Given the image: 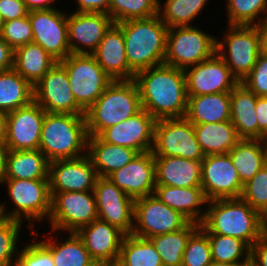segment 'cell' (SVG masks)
Masks as SVG:
<instances>
[{
    "label": "cell",
    "instance_id": "50",
    "mask_svg": "<svg viewBox=\"0 0 267 266\" xmlns=\"http://www.w3.org/2000/svg\"><path fill=\"white\" fill-rule=\"evenodd\" d=\"M256 115L259 128V139L267 137V96H258L256 102Z\"/></svg>",
    "mask_w": 267,
    "mask_h": 266
},
{
    "label": "cell",
    "instance_id": "31",
    "mask_svg": "<svg viewBox=\"0 0 267 266\" xmlns=\"http://www.w3.org/2000/svg\"><path fill=\"white\" fill-rule=\"evenodd\" d=\"M49 161L39 150H9L4 179H48Z\"/></svg>",
    "mask_w": 267,
    "mask_h": 266
},
{
    "label": "cell",
    "instance_id": "22",
    "mask_svg": "<svg viewBox=\"0 0 267 266\" xmlns=\"http://www.w3.org/2000/svg\"><path fill=\"white\" fill-rule=\"evenodd\" d=\"M107 178L134 200L154 194L156 172L153 153H139L131 162Z\"/></svg>",
    "mask_w": 267,
    "mask_h": 266
},
{
    "label": "cell",
    "instance_id": "53",
    "mask_svg": "<svg viewBox=\"0 0 267 266\" xmlns=\"http://www.w3.org/2000/svg\"><path fill=\"white\" fill-rule=\"evenodd\" d=\"M57 0H23L26 8L30 10H40V9H52L55 8L53 2Z\"/></svg>",
    "mask_w": 267,
    "mask_h": 266
},
{
    "label": "cell",
    "instance_id": "51",
    "mask_svg": "<svg viewBox=\"0 0 267 266\" xmlns=\"http://www.w3.org/2000/svg\"><path fill=\"white\" fill-rule=\"evenodd\" d=\"M77 11L75 12H99L109 15V0H75Z\"/></svg>",
    "mask_w": 267,
    "mask_h": 266
},
{
    "label": "cell",
    "instance_id": "27",
    "mask_svg": "<svg viewBox=\"0 0 267 266\" xmlns=\"http://www.w3.org/2000/svg\"><path fill=\"white\" fill-rule=\"evenodd\" d=\"M257 97L242 83L230 91V121L241 139H259Z\"/></svg>",
    "mask_w": 267,
    "mask_h": 266
},
{
    "label": "cell",
    "instance_id": "49",
    "mask_svg": "<svg viewBox=\"0 0 267 266\" xmlns=\"http://www.w3.org/2000/svg\"><path fill=\"white\" fill-rule=\"evenodd\" d=\"M250 260L255 266H267V236L262 235L251 246Z\"/></svg>",
    "mask_w": 267,
    "mask_h": 266
},
{
    "label": "cell",
    "instance_id": "28",
    "mask_svg": "<svg viewBox=\"0 0 267 266\" xmlns=\"http://www.w3.org/2000/svg\"><path fill=\"white\" fill-rule=\"evenodd\" d=\"M138 154L132 148L106 143L99 136H88L87 155L98 177H108L131 162Z\"/></svg>",
    "mask_w": 267,
    "mask_h": 266
},
{
    "label": "cell",
    "instance_id": "17",
    "mask_svg": "<svg viewBox=\"0 0 267 266\" xmlns=\"http://www.w3.org/2000/svg\"><path fill=\"white\" fill-rule=\"evenodd\" d=\"M184 73L188 96L230 92L239 83L217 53L199 64L187 67Z\"/></svg>",
    "mask_w": 267,
    "mask_h": 266
},
{
    "label": "cell",
    "instance_id": "13",
    "mask_svg": "<svg viewBox=\"0 0 267 266\" xmlns=\"http://www.w3.org/2000/svg\"><path fill=\"white\" fill-rule=\"evenodd\" d=\"M28 17L32 25L33 41L40 45L57 62L71 52L68 43L67 13L61 9L30 10Z\"/></svg>",
    "mask_w": 267,
    "mask_h": 266
},
{
    "label": "cell",
    "instance_id": "44",
    "mask_svg": "<svg viewBox=\"0 0 267 266\" xmlns=\"http://www.w3.org/2000/svg\"><path fill=\"white\" fill-rule=\"evenodd\" d=\"M240 198L259 213L267 207V163L243 184Z\"/></svg>",
    "mask_w": 267,
    "mask_h": 266
},
{
    "label": "cell",
    "instance_id": "36",
    "mask_svg": "<svg viewBox=\"0 0 267 266\" xmlns=\"http://www.w3.org/2000/svg\"><path fill=\"white\" fill-rule=\"evenodd\" d=\"M199 227L200 224L189 222L178 231L149 238L159 253L163 266H182L188 239Z\"/></svg>",
    "mask_w": 267,
    "mask_h": 266
},
{
    "label": "cell",
    "instance_id": "6",
    "mask_svg": "<svg viewBox=\"0 0 267 266\" xmlns=\"http://www.w3.org/2000/svg\"><path fill=\"white\" fill-rule=\"evenodd\" d=\"M1 185H7V194L14 204L7 211L6 202L0 203V213L4 218H10L23 223L27 220L28 229L34 230V221L48 220L51 213V195L49 179H3Z\"/></svg>",
    "mask_w": 267,
    "mask_h": 266
},
{
    "label": "cell",
    "instance_id": "7",
    "mask_svg": "<svg viewBox=\"0 0 267 266\" xmlns=\"http://www.w3.org/2000/svg\"><path fill=\"white\" fill-rule=\"evenodd\" d=\"M216 39V53L241 83L254 68L260 55L261 25H227V32Z\"/></svg>",
    "mask_w": 267,
    "mask_h": 266
},
{
    "label": "cell",
    "instance_id": "43",
    "mask_svg": "<svg viewBox=\"0 0 267 266\" xmlns=\"http://www.w3.org/2000/svg\"><path fill=\"white\" fill-rule=\"evenodd\" d=\"M212 261L208 235L199 227L188 239L182 266H208Z\"/></svg>",
    "mask_w": 267,
    "mask_h": 266
},
{
    "label": "cell",
    "instance_id": "18",
    "mask_svg": "<svg viewBox=\"0 0 267 266\" xmlns=\"http://www.w3.org/2000/svg\"><path fill=\"white\" fill-rule=\"evenodd\" d=\"M97 178L96 169L87 154L76 159L49 162L51 198L58 192L93 191Z\"/></svg>",
    "mask_w": 267,
    "mask_h": 266
},
{
    "label": "cell",
    "instance_id": "39",
    "mask_svg": "<svg viewBox=\"0 0 267 266\" xmlns=\"http://www.w3.org/2000/svg\"><path fill=\"white\" fill-rule=\"evenodd\" d=\"M225 8L228 25L260 26L267 21V0H226Z\"/></svg>",
    "mask_w": 267,
    "mask_h": 266
},
{
    "label": "cell",
    "instance_id": "62",
    "mask_svg": "<svg viewBox=\"0 0 267 266\" xmlns=\"http://www.w3.org/2000/svg\"><path fill=\"white\" fill-rule=\"evenodd\" d=\"M265 144H266V157H267V137L264 139Z\"/></svg>",
    "mask_w": 267,
    "mask_h": 266
},
{
    "label": "cell",
    "instance_id": "59",
    "mask_svg": "<svg viewBox=\"0 0 267 266\" xmlns=\"http://www.w3.org/2000/svg\"><path fill=\"white\" fill-rule=\"evenodd\" d=\"M238 266H255V264L251 260H249V261H247L243 264H240Z\"/></svg>",
    "mask_w": 267,
    "mask_h": 266
},
{
    "label": "cell",
    "instance_id": "60",
    "mask_svg": "<svg viewBox=\"0 0 267 266\" xmlns=\"http://www.w3.org/2000/svg\"><path fill=\"white\" fill-rule=\"evenodd\" d=\"M3 24H4V20H3L2 16H1V13H0V32L2 30Z\"/></svg>",
    "mask_w": 267,
    "mask_h": 266
},
{
    "label": "cell",
    "instance_id": "32",
    "mask_svg": "<svg viewBox=\"0 0 267 266\" xmlns=\"http://www.w3.org/2000/svg\"><path fill=\"white\" fill-rule=\"evenodd\" d=\"M57 61L40 45L28 43L14 50L13 69L33 86Z\"/></svg>",
    "mask_w": 267,
    "mask_h": 266
},
{
    "label": "cell",
    "instance_id": "38",
    "mask_svg": "<svg viewBox=\"0 0 267 266\" xmlns=\"http://www.w3.org/2000/svg\"><path fill=\"white\" fill-rule=\"evenodd\" d=\"M209 0H159V16L168 28L192 26V21L206 8ZM164 3V4H163Z\"/></svg>",
    "mask_w": 267,
    "mask_h": 266
},
{
    "label": "cell",
    "instance_id": "3",
    "mask_svg": "<svg viewBox=\"0 0 267 266\" xmlns=\"http://www.w3.org/2000/svg\"><path fill=\"white\" fill-rule=\"evenodd\" d=\"M207 206L200 224L206 234L231 236L250 248L262 236L260 213L241 198L211 200Z\"/></svg>",
    "mask_w": 267,
    "mask_h": 266
},
{
    "label": "cell",
    "instance_id": "12",
    "mask_svg": "<svg viewBox=\"0 0 267 266\" xmlns=\"http://www.w3.org/2000/svg\"><path fill=\"white\" fill-rule=\"evenodd\" d=\"M190 221L151 194L134 200L132 235L149 239L184 228Z\"/></svg>",
    "mask_w": 267,
    "mask_h": 266
},
{
    "label": "cell",
    "instance_id": "47",
    "mask_svg": "<svg viewBox=\"0 0 267 266\" xmlns=\"http://www.w3.org/2000/svg\"><path fill=\"white\" fill-rule=\"evenodd\" d=\"M241 83L256 96H267V58L260 54L254 68Z\"/></svg>",
    "mask_w": 267,
    "mask_h": 266
},
{
    "label": "cell",
    "instance_id": "30",
    "mask_svg": "<svg viewBox=\"0 0 267 266\" xmlns=\"http://www.w3.org/2000/svg\"><path fill=\"white\" fill-rule=\"evenodd\" d=\"M204 155L227 154L241 140L231 121L194 125Z\"/></svg>",
    "mask_w": 267,
    "mask_h": 266
},
{
    "label": "cell",
    "instance_id": "9",
    "mask_svg": "<svg viewBox=\"0 0 267 266\" xmlns=\"http://www.w3.org/2000/svg\"><path fill=\"white\" fill-rule=\"evenodd\" d=\"M60 63L65 67L77 104L86 112L113 81L92 54L70 53Z\"/></svg>",
    "mask_w": 267,
    "mask_h": 266
},
{
    "label": "cell",
    "instance_id": "23",
    "mask_svg": "<svg viewBox=\"0 0 267 266\" xmlns=\"http://www.w3.org/2000/svg\"><path fill=\"white\" fill-rule=\"evenodd\" d=\"M76 233L95 262L107 266L116 265L126 236L123 231L97 219L80 228Z\"/></svg>",
    "mask_w": 267,
    "mask_h": 266
},
{
    "label": "cell",
    "instance_id": "29",
    "mask_svg": "<svg viewBox=\"0 0 267 266\" xmlns=\"http://www.w3.org/2000/svg\"><path fill=\"white\" fill-rule=\"evenodd\" d=\"M184 117L194 125L230 121V92L188 96Z\"/></svg>",
    "mask_w": 267,
    "mask_h": 266
},
{
    "label": "cell",
    "instance_id": "5",
    "mask_svg": "<svg viewBox=\"0 0 267 266\" xmlns=\"http://www.w3.org/2000/svg\"><path fill=\"white\" fill-rule=\"evenodd\" d=\"M141 110L140 93L135 80H114L86 111L87 134L99 136L105 129Z\"/></svg>",
    "mask_w": 267,
    "mask_h": 266
},
{
    "label": "cell",
    "instance_id": "57",
    "mask_svg": "<svg viewBox=\"0 0 267 266\" xmlns=\"http://www.w3.org/2000/svg\"><path fill=\"white\" fill-rule=\"evenodd\" d=\"M262 235L267 236V207L260 213Z\"/></svg>",
    "mask_w": 267,
    "mask_h": 266
},
{
    "label": "cell",
    "instance_id": "41",
    "mask_svg": "<svg viewBox=\"0 0 267 266\" xmlns=\"http://www.w3.org/2000/svg\"><path fill=\"white\" fill-rule=\"evenodd\" d=\"M159 13V0H109V16L114 23L152 17Z\"/></svg>",
    "mask_w": 267,
    "mask_h": 266
},
{
    "label": "cell",
    "instance_id": "19",
    "mask_svg": "<svg viewBox=\"0 0 267 266\" xmlns=\"http://www.w3.org/2000/svg\"><path fill=\"white\" fill-rule=\"evenodd\" d=\"M113 24V19L106 13L73 11L67 14L70 52L92 54Z\"/></svg>",
    "mask_w": 267,
    "mask_h": 266
},
{
    "label": "cell",
    "instance_id": "11",
    "mask_svg": "<svg viewBox=\"0 0 267 266\" xmlns=\"http://www.w3.org/2000/svg\"><path fill=\"white\" fill-rule=\"evenodd\" d=\"M98 219L93 191L58 192L51 198L48 224L53 231L77 232Z\"/></svg>",
    "mask_w": 267,
    "mask_h": 266
},
{
    "label": "cell",
    "instance_id": "2",
    "mask_svg": "<svg viewBox=\"0 0 267 266\" xmlns=\"http://www.w3.org/2000/svg\"><path fill=\"white\" fill-rule=\"evenodd\" d=\"M116 24L123 30L126 59L135 73L164 64L168 27L159 14Z\"/></svg>",
    "mask_w": 267,
    "mask_h": 266
},
{
    "label": "cell",
    "instance_id": "37",
    "mask_svg": "<svg viewBox=\"0 0 267 266\" xmlns=\"http://www.w3.org/2000/svg\"><path fill=\"white\" fill-rule=\"evenodd\" d=\"M115 266H163V264L149 239L129 234L123 239Z\"/></svg>",
    "mask_w": 267,
    "mask_h": 266
},
{
    "label": "cell",
    "instance_id": "61",
    "mask_svg": "<svg viewBox=\"0 0 267 266\" xmlns=\"http://www.w3.org/2000/svg\"><path fill=\"white\" fill-rule=\"evenodd\" d=\"M92 266H107V265L102 264V263L95 262Z\"/></svg>",
    "mask_w": 267,
    "mask_h": 266
},
{
    "label": "cell",
    "instance_id": "20",
    "mask_svg": "<svg viewBox=\"0 0 267 266\" xmlns=\"http://www.w3.org/2000/svg\"><path fill=\"white\" fill-rule=\"evenodd\" d=\"M46 111L35 101L7 113L6 145L9 150L39 149Z\"/></svg>",
    "mask_w": 267,
    "mask_h": 266
},
{
    "label": "cell",
    "instance_id": "4",
    "mask_svg": "<svg viewBox=\"0 0 267 266\" xmlns=\"http://www.w3.org/2000/svg\"><path fill=\"white\" fill-rule=\"evenodd\" d=\"M87 140L85 115L45 113L39 150L49 162L86 155Z\"/></svg>",
    "mask_w": 267,
    "mask_h": 266
},
{
    "label": "cell",
    "instance_id": "25",
    "mask_svg": "<svg viewBox=\"0 0 267 266\" xmlns=\"http://www.w3.org/2000/svg\"><path fill=\"white\" fill-rule=\"evenodd\" d=\"M156 185L201 187L202 161L177 156L154 157Z\"/></svg>",
    "mask_w": 267,
    "mask_h": 266
},
{
    "label": "cell",
    "instance_id": "40",
    "mask_svg": "<svg viewBox=\"0 0 267 266\" xmlns=\"http://www.w3.org/2000/svg\"><path fill=\"white\" fill-rule=\"evenodd\" d=\"M207 235L213 261L240 265L250 260L251 248L244 241L219 234Z\"/></svg>",
    "mask_w": 267,
    "mask_h": 266
},
{
    "label": "cell",
    "instance_id": "21",
    "mask_svg": "<svg viewBox=\"0 0 267 266\" xmlns=\"http://www.w3.org/2000/svg\"><path fill=\"white\" fill-rule=\"evenodd\" d=\"M156 119L145 109L105 129L99 137L106 143L125 146L144 153L152 150Z\"/></svg>",
    "mask_w": 267,
    "mask_h": 266
},
{
    "label": "cell",
    "instance_id": "48",
    "mask_svg": "<svg viewBox=\"0 0 267 266\" xmlns=\"http://www.w3.org/2000/svg\"><path fill=\"white\" fill-rule=\"evenodd\" d=\"M28 12L23 0H0V13L4 22L25 17Z\"/></svg>",
    "mask_w": 267,
    "mask_h": 266
},
{
    "label": "cell",
    "instance_id": "58",
    "mask_svg": "<svg viewBox=\"0 0 267 266\" xmlns=\"http://www.w3.org/2000/svg\"><path fill=\"white\" fill-rule=\"evenodd\" d=\"M239 264L212 261L208 266H238Z\"/></svg>",
    "mask_w": 267,
    "mask_h": 266
},
{
    "label": "cell",
    "instance_id": "34",
    "mask_svg": "<svg viewBox=\"0 0 267 266\" xmlns=\"http://www.w3.org/2000/svg\"><path fill=\"white\" fill-rule=\"evenodd\" d=\"M34 101L33 85L13 68L0 72V112L10 113Z\"/></svg>",
    "mask_w": 267,
    "mask_h": 266
},
{
    "label": "cell",
    "instance_id": "16",
    "mask_svg": "<svg viewBox=\"0 0 267 266\" xmlns=\"http://www.w3.org/2000/svg\"><path fill=\"white\" fill-rule=\"evenodd\" d=\"M98 219L109 223L126 235L132 234L134 199L107 177H98L93 189Z\"/></svg>",
    "mask_w": 267,
    "mask_h": 266
},
{
    "label": "cell",
    "instance_id": "52",
    "mask_svg": "<svg viewBox=\"0 0 267 266\" xmlns=\"http://www.w3.org/2000/svg\"><path fill=\"white\" fill-rule=\"evenodd\" d=\"M14 50L0 36V72L13 68Z\"/></svg>",
    "mask_w": 267,
    "mask_h": 266
},
{
    "label": "cell",
    "instance_id": "26",
    "mask_svg": "<svg viewBox=\"0 0 267 266\" xmlns=\"http://www.w3.org/2000/svg\"><path fill=\"white\" fill-rule=\"evenodd\" d=\"M154 195L171 207L179 211L190 222L201 224L206 215V209L201 207L207 205L208 200L201 187H171L167 185H156ZM201 206V207H200Z\"/></svg>",
    "mask_w": 267,
    "mask_h": 266
},
{
    "label": "cell",
    "instance_id": "55",
    "mask_svg": "<svg viewBox=\"0 0 267 266\" xmlns=\"http://www.w3.org/2000/svg\"><path fill=\"white\" fill-rule=\"evenodd\" d=\"M260 54L267 58V21L261 25Z\"/></svg>",
    "mask_w": 267,
    "mask_h": 266
},
{
    "label": "cell",
    "instance_id": "1",
    "mask_svg": "<svg viewBox=\"0 0 267 266\" xmlns=\"http://www.w3.org/2000/svg\"><path fill=\"white\" fill-rule=\"evenodd\" d=\"M134 80L142 109L156 120L185 116L188 95L184 69L162 64L137 72Z\"/></svg>",
    "mask_w": 267,
    "mask_h": 266
},
{
    "label": "cell",
    "instance_id": "10",
    "mask_svg": "<svg viewBox=\"0 0 267 266\" xmlns=\"http://www.w3.org/2000/svg\"><path fill=\"white\" fill-rule=\"evenodd\" d=\"M151 152L154 157L177 156L195 161L205 157L197 142L194 124L185 117L156 120Z\"/></svg>",
    "mask_w": 267,
    "mask_h": 266
},
{
    "label": "cell",
    "instance_id": "15",
    "mask_svg": "<svg viewBox=\"0 0 267 266\" xmlns=\"http://www.w3.org/2000/svg\"><path fill=\"white\" fill-rule=\"evenodd\" d=\"M201 172V188L208 201L240 198L243 184L229 153L205 155Z\"/></svg>",
    "mask_w": 267,
    "mask_h": 266
},
{
    "label": "cell",
    "instance_id": "45",
    "mask_svg": "<svg viewBox=\"0 0 267 266\" xmlns=\"http://www.w3.org/2000/svg\"><path fill=\"white\" fill-rule=\"evenodd\" d=\"M32 235L37 236L30 239L32 242L26 243L23 249H19L21 251L17 254L14 266H54L51 252L37 240L38 233L35 229L31 231L30 236Z\"/></svg>",
    "mask_w": 267,
    "mask_h": 266
},
{
    "label": "cell",
    "instance_id": "35",
    "mask_svg": "<svg viewBox=\"0 0 267 266\" xmlns=\"http://www.w3.org/2000/svg\"><path fill=\"white\" fill-rule=\"evenodd\" d=\"M57 236L40 241L51 252L54 266H92L95 263L77 233L70 232L63 243L58 242Z\"/></svg>",
    "mask_w": 267,
    "mask_h": 266
},
{
    "label": "cell",
    "instance_id": "33",
    "mask_svg": "<svg viewBox=\"0 0 267 266\" xmlns=\"http://www.w3.org/2000/svg\"><path fill=\"white\" fill-rule=\"evenodd\" d=\"M228 153L242 184L267 163L266 144L262 139H241Z\"/></svg>",
    "mask_w": 267,
    "mask_h": 266
},
{
    "label": "cell",
    "instance_id": "24",
    "mask_svg": "<svg viewBox=\"0 0 267 266\" xmlns=\"http://www.w3.org/2000/svg\"><path fill=\"white\" fill-rule=\"evenodd\" d=\"M105 73L114 80H133L135 72L129 67L123 30L114 23L92 53Z\"/></svg>",
    "mask_w": 267,
    "mask_h": 266
},
{
    "label": "cell",
    "instance_id": "56",
    "mask_svg": "<svg viewBox=\"0 0 267 266\" xmlns=\"http://www.w3.org/2000/svg\"><path fill=\"white\" fill-rule=\"evenodd\" d=\"M6 129H7V114L0 112V142L6 140Z\"/></svg>",
    "mask_w": 267,
    "mask_h": 266
},
{
    "label": "cell",
    "instance_id": "54",
    "mask_svg": "<svg viewBox=\"0 0 267 266\" xmlns=\"http://www.w3.org/2000/svg\"><path fill=\"white\" fill-rule=\"evenodd\" d=\"M8 152L9 149L6 145V142H0V183L2 182L6 174Z\"/></svg>",
    "mask_w": 267,
    "mask_h": 266
},
{
    "label": "cell",
    "instance_id": "42",
    "mask_svg": "<svg viewBox=\"0 0 267 266\" xmlns=\"http://www.w3.org/2000/svg\"><path fill=\"white\" fill-rule=\"evenodd\" d=\"M22 225L23 223L17 220L0 218V266L15 265L18 247H20L18 237H20V231L23 230Z\"/></svg>",
    "mask_w": 267,
    "mask_h": 266
},
{
    "label": "cell",
    "instance_id": "14",
    "mask_svg": "<svg viewBox=\"0 0 267 266\" xmlns=\"http://www.w3.org/2000/svg\"><path fill=\"white\" fill-rule=\"evenodd\" d=\"M34 101L48 113L85 115L71 91L65 67L55 65L33 86Z\"/></svg>",
    "mask_w": 267,
    "mask_h": 266
},
{
    "label": "cell",
    "instance_id": "8",
    "mask_svg": "<svg viewBox=\"0 0 267 266\" xmlns=\"http://www.w3.org/2000/svg\"><path fill=\"white\" fill-rule=\"evenodd\" d=\"M216 39L196 25L168 28L164 64L180 69L199 64L216 53Z\"/></svg>",
    "mask_w": 267,
    "mask_h": 266
},
{
    "label": "cell",
    "instance_id": "46",
    "mask_svg": "<svg viewBox=\"0 0 267 266\" xmlns=\"http://www.w3.org/2000/svg\"><path fill=\"white\" fill-rule=\"evenodd\" d=\"M0 36L13 50L32 43V25L28 15L4 22Z\"/></svg>",
    "mask_w": 267,
    "mask_h": 266
}]
</instances>
